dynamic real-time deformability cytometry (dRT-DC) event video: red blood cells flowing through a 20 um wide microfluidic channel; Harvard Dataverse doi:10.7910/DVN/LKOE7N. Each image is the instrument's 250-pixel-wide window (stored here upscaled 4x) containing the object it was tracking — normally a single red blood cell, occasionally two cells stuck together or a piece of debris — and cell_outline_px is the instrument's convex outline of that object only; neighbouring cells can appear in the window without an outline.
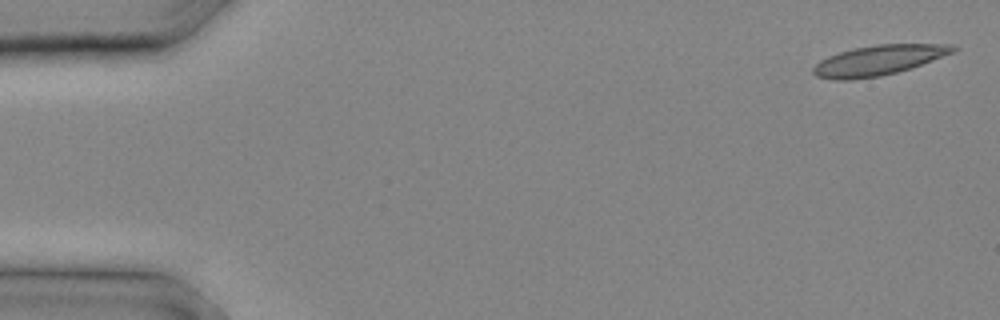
{"species": "common noctule bat (a hibernating species)", "species_latin": "Nyctalus noctula", "temperature_condition": "cold", "stored_images_in_passage": 14, "camera_frame_rate_fps": 3000, "um_per_image_px": 0.085, "animal": {"sex": "male", "body_mass_g": 20.4}, "frame": {"image": 1, "passage_image": 1, "time_ms": 0.0, "image_size_px": [1000, 320], "cell_outline_px": [[956, 52], [912, 68], [880, 76], [852, 80], [832, 80], [816, 76], [812, 72], [812, 68], [820, 60], [828, 56], [840, 52], [856, 48], [876, 44], [952, 44], [956, 48]], "centroid_in_image_um": [74.68, 5.13], "position_along_channel_um": 10.3, "area_um2": 24.57}}
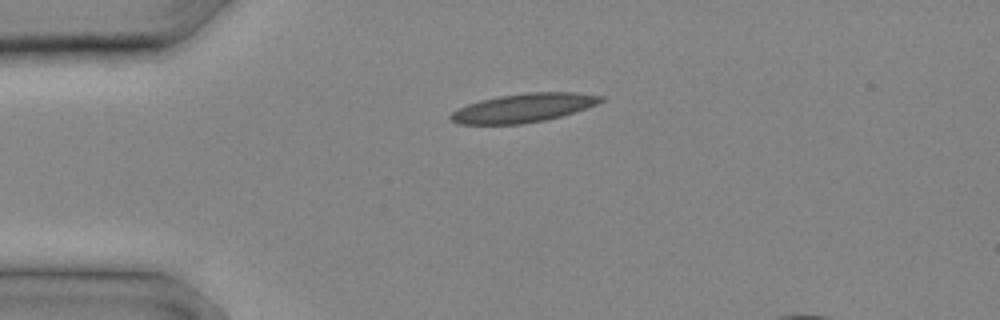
{"frame": {"image": 2, "passage_image": 6, "time_ms": 1.667, "image_size_px": [1000, 320], "cell_outline_px": [[604, 100], [596, 104], [560, 116], [544, 120], [524, 124], [460, 124], [452, 120], [448, 116], [452, 112], [468, 104], [480, 100], [500, 96], [528, 92], [576, 92], [604, 96]], "centroid_in_image_um": [44.49, 9.16], "position_along_channel_um": 40.5, "area_um2": 24.85}}
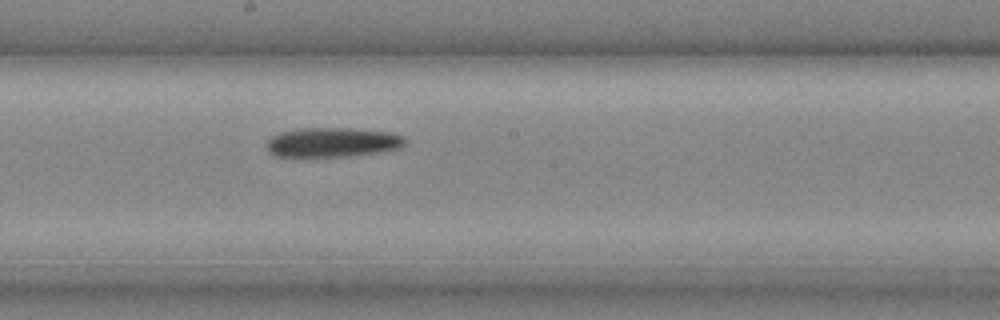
{"frame": {"image": 3, "passage_image": 14, "time_ms": 4.333, "image_size_px": [1000, 320], "cell_outline_px": [[408, 140], [400, 148], [384, 152], [352, 156], [276, 156], [268, 152], [268, 140], [272, 136], [280, 132], [304, 128], [348, 128], [392, 132], [404, 136]], "centroid_in_image_um": [28.34, 12.09], "position_along_channel_um": 219.9, "area_um2": 23.93}}